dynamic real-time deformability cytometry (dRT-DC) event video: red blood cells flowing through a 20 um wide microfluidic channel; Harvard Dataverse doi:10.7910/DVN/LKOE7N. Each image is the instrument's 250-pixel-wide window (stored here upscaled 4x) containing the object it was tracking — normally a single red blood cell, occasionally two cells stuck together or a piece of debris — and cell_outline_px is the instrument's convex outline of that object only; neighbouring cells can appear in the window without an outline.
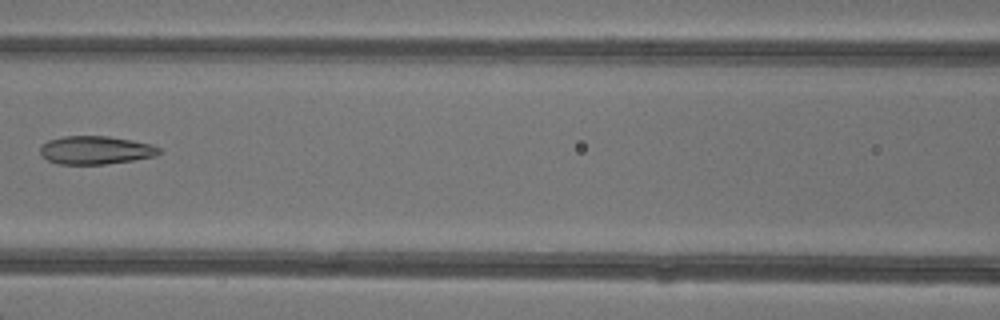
{"species": "common noctule bat (a hibernating species)", "species_latin": "Nyctalus noctula", "temperature_condition": "warm", "stored_images_in_passage": 6, "camera_frame_rate_fps": 3000, "um_per_image_px": 0.085, "animal": {"sex": "female"}, "frame": {"image": 1, "passage_image": 6, "time_ms": 6.667, "image_size_px": [1000, 320], "cell_outline_px": [[160, 152], [156, 156], [132, 160], [104, 164], [56, 164], [40, 156], [40, 144], [48, 140], [64, 136], [108, 136], [132, 140], [152, 144], [160, 148]], "centroid_in_image_um": [8.09, 12.76], "position_along_channel_um": 158.5, "area_um2": 19.71}}